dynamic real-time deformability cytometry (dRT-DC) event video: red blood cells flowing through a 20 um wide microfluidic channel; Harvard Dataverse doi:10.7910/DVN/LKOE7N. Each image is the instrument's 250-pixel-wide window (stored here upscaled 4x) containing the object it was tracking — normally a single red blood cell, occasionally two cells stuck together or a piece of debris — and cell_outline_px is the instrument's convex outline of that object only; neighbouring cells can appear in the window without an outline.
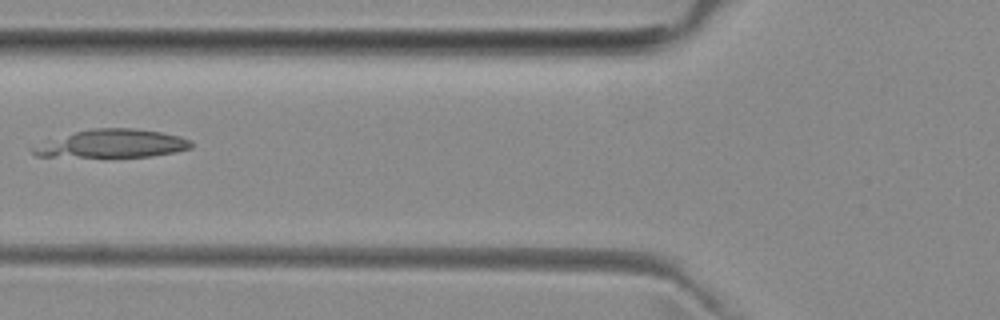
{"species": "common noctule bat (a hibernating species)", "species_latin": "Nyctalus noctula", "temperature_condition": "room temperature", "stored_images_in_passage": 5, "camera_frame_rate_fps": 3000, "um_per_image_px": 0.085, "animal": {"sex": "female", "body_mass_g": 29.2, "forearm_length_mm": 56.3}, "frame": {"image": 1, "passage_image": 5, "time_ms": 6.0, "image_size_px": [1000, 320], "cell_outline_px": [[192, 148], [152, 156], [36, 156], [32, 152], [32, 148], [48, 140], [76, 132], [92, 128], [132, 128], [160, 132], [180, 136], [192, 140]], "centroid_in_image_um": [9.59, 12.2], "position_along_channel_um": 116.2, "area_um2": 25.32}}